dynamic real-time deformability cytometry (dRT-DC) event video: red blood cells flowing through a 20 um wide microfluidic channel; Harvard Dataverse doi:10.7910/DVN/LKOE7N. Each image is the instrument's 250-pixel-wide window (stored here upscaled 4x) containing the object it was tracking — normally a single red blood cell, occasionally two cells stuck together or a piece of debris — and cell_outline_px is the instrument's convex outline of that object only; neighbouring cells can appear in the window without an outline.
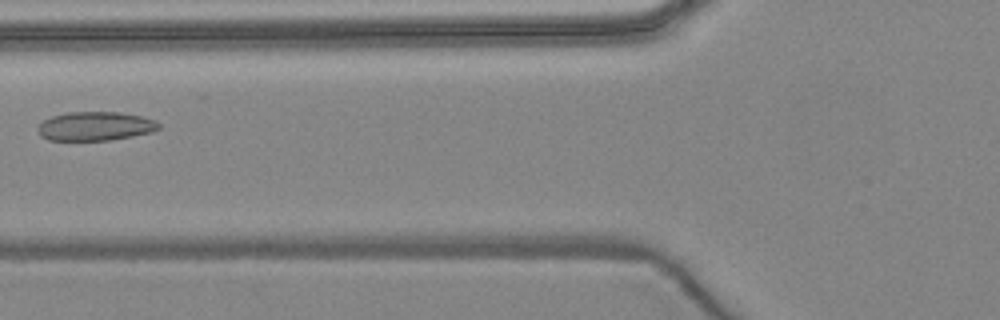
{"species": "common noctule bat (a hibernating species)", "species_latin": "Nyctalus noctula", "temperature_condition": "warm", "stored_images_in_passage": 6, "camera_frame_rate_fps": 3000, "um_per_image_px": 0.085, "animal": {"sex": "female", "body_mass_g": 24.6, "forearm_length_mm": 56.2}, "frame": {"image": 1, "passage_image": 5, "time_ms": 5.0, "image_size_px": [1000, 320], "cell_outline_px": [[160, 128], [152, 132], [132, 136], [108, 140], [48, 140], [40, 136], [36, 128], [44, 120], [52, 116], [68, 112], [120, 112], [140, 116], [156, 120], [160, 124]], "centroid_in_image_um": [8.09, 10.72], "position_along_channel_um": 117.7, "area_um2": 20.4}}
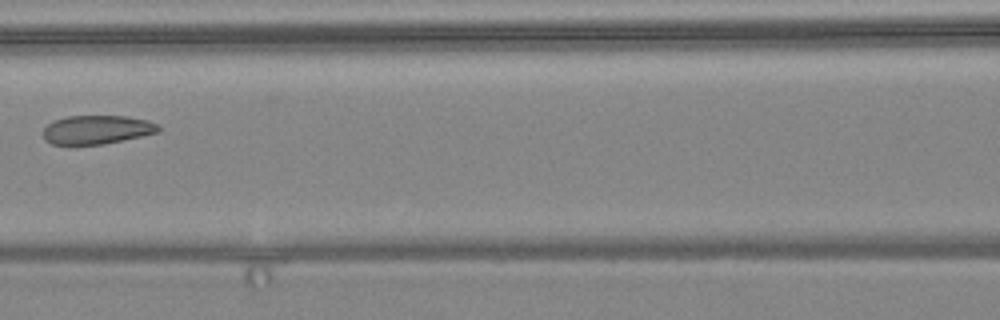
{"frame": {"image": 2, "passage_image": 6, "time_ms": 6.0, "image_size_px": [1000, 320], "cell_outline_px": [[160, 132], [104, 144], [52, 144], [44, 140], [44, 128], [48, 124], [56, 120], [68, 116], [128, 116], [148, 120], [156, 124], [160, 128]], "centroid_in_image_um": [8.26, 11.02], "position_along_channel_um": 158.3, "area_um2": 19.19}}